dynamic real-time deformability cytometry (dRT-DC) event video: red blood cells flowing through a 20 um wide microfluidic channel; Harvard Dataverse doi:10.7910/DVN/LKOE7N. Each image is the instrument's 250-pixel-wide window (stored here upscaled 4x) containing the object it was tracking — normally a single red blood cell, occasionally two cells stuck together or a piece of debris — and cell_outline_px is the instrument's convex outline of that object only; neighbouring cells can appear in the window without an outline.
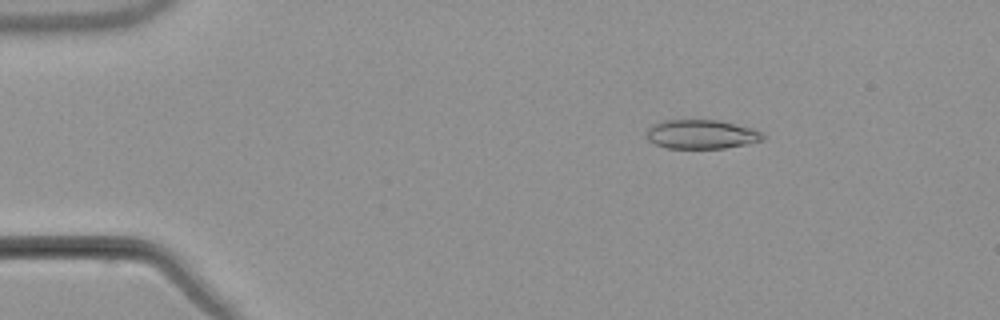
{"species": "common noctule bat (a hibernating species)", "species_latin": "Nyctalus noctula", "temperature_condition": "warm", "stored_images_in_passage": 5, "camera_frame_rate_fps": 3000, "um_per_image_px": 0.085, "animal": {"sex": "male", "body_mass_g": 21.5, "forearm_length_mm": 52.0}, "frame": {"image": 1, "passage_image": 2, "time_ms": 1.333, "image_size_px": [1000, 320], "cell_outline_px": [[764, 140], [748, 144], [724, 148], [668, 148], [656, 144], [648, 140], [644, 136], [644, 132], [652, 124], [664, 120], [720, 120], [752, 128], [764, 132]], "centroid_in_image_um": [59.61, 11.41], "position_along_channel_um": 25.4, "area_um2": 20.0}}